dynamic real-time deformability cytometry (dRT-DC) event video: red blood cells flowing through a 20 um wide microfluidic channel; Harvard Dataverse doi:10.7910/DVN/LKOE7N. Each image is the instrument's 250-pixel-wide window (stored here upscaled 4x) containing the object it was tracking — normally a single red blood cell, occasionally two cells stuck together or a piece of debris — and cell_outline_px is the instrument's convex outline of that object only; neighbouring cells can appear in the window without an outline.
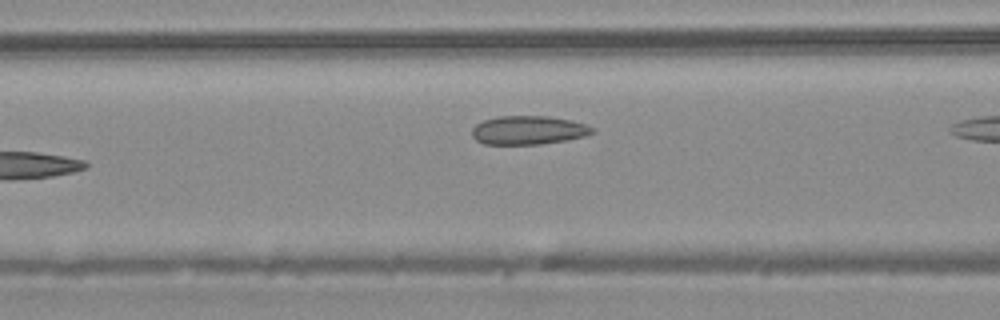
{"species": "common noctule bat (a hibernating species)", "species_latin": "Nyctalus noctula", "temperature_condition": "warm", "stored_images_in_passage": 8, "camera_frame_rate_fps": 3000, "um_per_image_px": 0.085, "animal": {"sex": "male", "body_mass_g": 20.4}, "frame": {"image": 1, "passage_image": 7, "time_ms": 2.0, "image_size_px": [1000, 320], "cell_outline_px": [[596, 128], [592, 132], [584, 136], [568, 140], [540, 144], [484, 144], [476, 140], [472, 136], [472, 128], [476, 124], [484, 120], [496, 116], [548, 116], [572, 120]], "centroid_in_image_um": [44.9, 11.06], "position_along_channel_um": 121.7, "area_um2": 20.17}}